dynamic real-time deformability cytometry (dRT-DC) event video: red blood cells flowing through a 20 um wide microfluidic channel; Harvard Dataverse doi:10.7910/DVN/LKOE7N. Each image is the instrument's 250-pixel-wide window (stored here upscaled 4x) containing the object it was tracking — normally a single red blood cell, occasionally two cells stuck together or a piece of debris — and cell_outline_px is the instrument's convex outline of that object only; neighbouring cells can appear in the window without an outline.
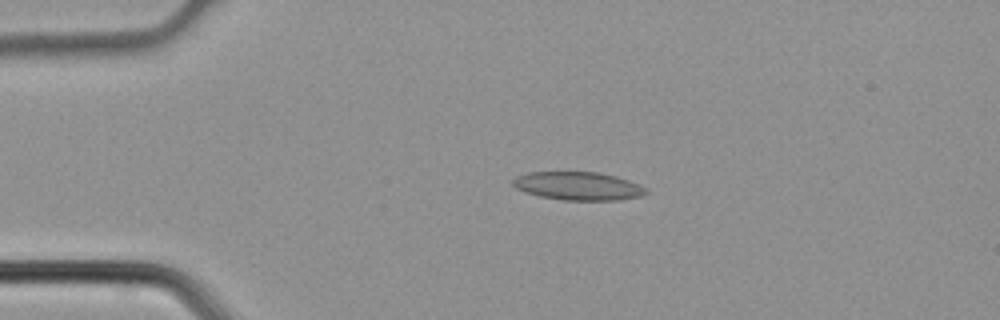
{"species": "common noctule bat (a hibernating species)", "species_latin": "Nyctalus noctula", "temperature_condition": "cold", "stored_images_in_passage": 3, "camera_frame_rate_fps": 3000, "um_per_image_px": 0.085, "animal": {"sex": "male", "body_mass_g": 21.5, "forearm_length_mm": 52.0}, "frame": {"image": 1, "passage_image": 3, "time_ms": 0.667, "image_size_px": [1000, 320], "cell_outline_px": [[648, 192], [644, 196], [620, 200], [564, 200], [540, 196], [524, 192], [516, 188], [512, 184], [512, 180], [516, 176], [528, 172], [596, 172], [616, 176], [640, 184], [648, 188]], "centroid_in_image_um": [49.18, 15.81], "position_along_channel_um": 35.8, "area_um2": 22.14}}